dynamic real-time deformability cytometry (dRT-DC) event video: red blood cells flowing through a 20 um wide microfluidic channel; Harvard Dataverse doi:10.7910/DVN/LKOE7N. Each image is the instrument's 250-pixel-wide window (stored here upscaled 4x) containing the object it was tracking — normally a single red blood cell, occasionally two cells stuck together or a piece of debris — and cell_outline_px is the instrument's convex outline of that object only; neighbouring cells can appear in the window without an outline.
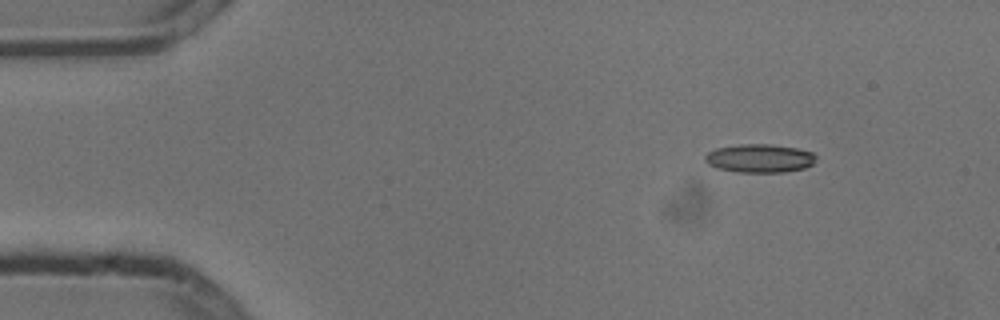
{"species": "common noctule bat (a hibernating species)", "species_latin": "Nyctalus noctula", "temperature_condition": "cold", "stored_images_in_passage": 5, "camera_frame_rate_fps": 3000, "um_per_image_px": 0.085, "animal": {"sex": "male", "body_mass_g": 13.3}, "frame": {"image": 1, "passage_image": 1, "time_ms": 0.0, "image_size_px": [1000, 320], "cell_outline_px": [[816, 156], [812, 164], [804, 168], [784, 172], [736, 172], [716, 168], [708, 164], [704, 160], [704, 156], [708, 152], [716, 148], [740, 144], [772, 144], [796, 148], [812, 152]], "centroid_in_image_um": [64.53, 13.45], "position_along_channel_um": 20.5, "area_um2": 18.44}}
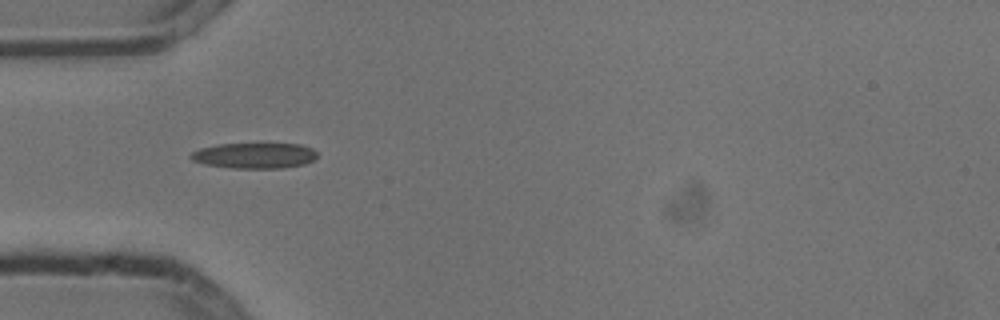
{"frame": {"image": 2, "passage_image": 4, "time_ms": 1.0, "image_size_px": [1000, 320], "cell_outline_px": [[316, 156], [312, 160], [304, 164], [284, 168], [232, 168], [204, 164], [192, 160], [188, 156], [192, 152], [200, 148], [216, 144], [300, 144], [312, 148], [316, 152]], "centroid_in_image_um": [21.6, 13.22], "position_along_channel_um": 63.4, "area_um2": 18.84}}
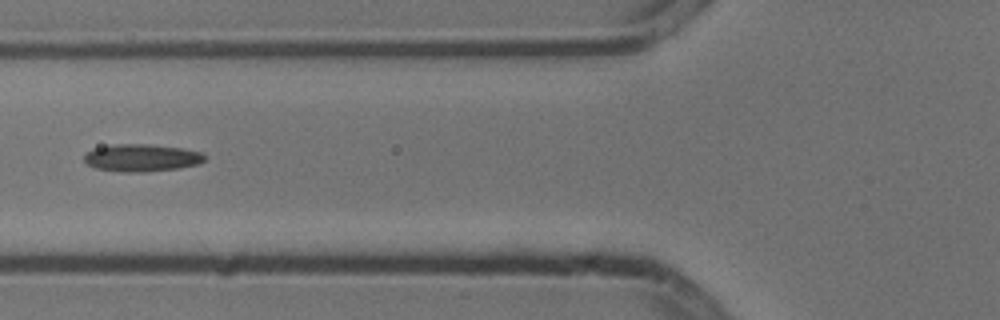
{"frame": {"image": 3, "passage_image": 5, "time_ms": 1.333, "image_size_px": [1000, 320], "cell_outline_px": [[208, 156], [204, 160], [196, 164], [180, 168], [144, 172], [124, 172], [96, 168], [88, 164], [84, 160], [84, 156], [92, 148], [112, 144], [148, 144], [180, 148], [200, 152]], "centroid_in_image_um": [12.02, 13.41], "position_along_channel_um": 113.8, "area_um2": 19.19}}